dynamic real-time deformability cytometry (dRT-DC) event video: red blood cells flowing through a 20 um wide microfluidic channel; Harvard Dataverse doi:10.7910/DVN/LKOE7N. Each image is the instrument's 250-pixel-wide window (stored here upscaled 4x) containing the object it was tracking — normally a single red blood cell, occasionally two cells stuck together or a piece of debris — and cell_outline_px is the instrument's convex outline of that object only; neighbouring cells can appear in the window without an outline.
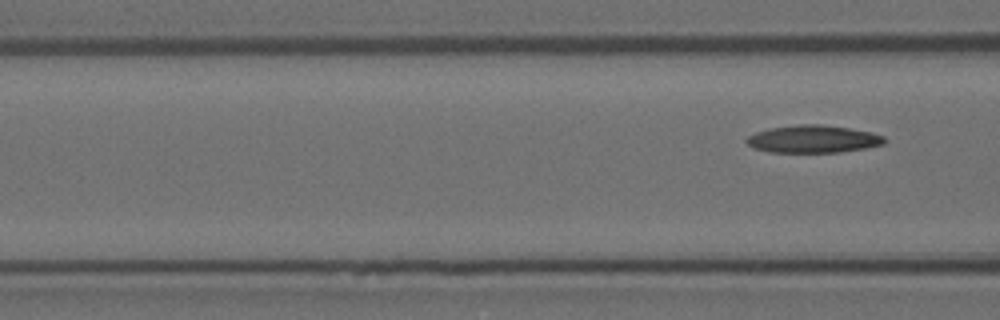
{"species": "Egyptian fruit bat (a non-hibernating species)", "species_latin": "Rousettus aegyptiacus", "temperature_condition": "room temperature", "stored_images_in_passage": 7, "segment_of_instrument_passage": [2, 2], "camera_frame_rate_fps": 3000, "um_per_image_px": 0.085, "animal": {"sex": "female"}, "frame": {"image": 1, "passage_image": 7, "time_ms": 2.0, "image_size_px": [1000, 320], "cell_outline_px": [[888, 140], [884, 144], [864, 148], [840, 152], [768, 152], [752, 148], [744, 140], [748, 136], [756, 132], [768, 128], [800, 124], [820, 124], [848, 128], [872, 132], [884, 136]], "centroid_in_image_um": [69.1, 11.82], "position_along_channel_um": 97.5, "area_um2": 22.25}}